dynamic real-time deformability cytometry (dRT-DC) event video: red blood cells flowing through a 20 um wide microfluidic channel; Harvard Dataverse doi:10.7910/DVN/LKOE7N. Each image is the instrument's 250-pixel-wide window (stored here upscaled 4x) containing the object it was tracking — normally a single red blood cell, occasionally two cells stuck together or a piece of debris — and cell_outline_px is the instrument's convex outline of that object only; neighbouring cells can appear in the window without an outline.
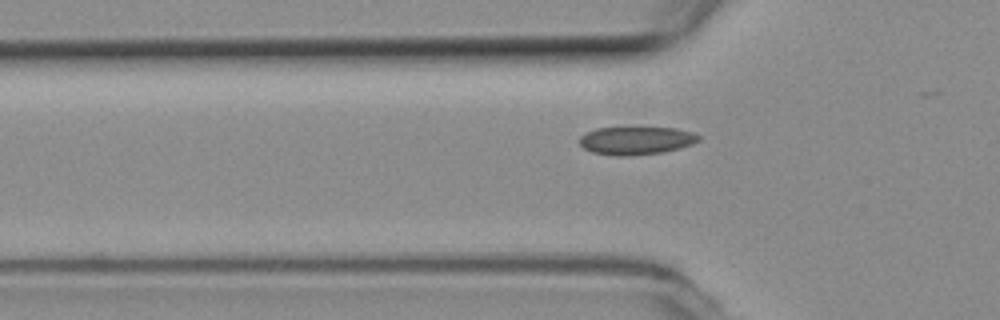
{"species": "common noctule bat (a hibernating species)", "species_latin": "Nyctalus noctula", "temperature_condition": "room temperature", "stored_images_in_passage": 12, "camera_frame_rate_fps": 3000, "um_per_image_px": 0.085, "animal": {"sex": "female", "body_mass_g": 19.3, "forearm_length_mm": 54.1}, "frame": {"image": 1, "passage_image": 7, "time_ms": 2.0, "image_size_px": [1000, 320], "cell_outline_px": [[700, 140], [692, 144], [680, 148], [664, 152], [628, 156], [616, 156], [592, 152], [584, 148], [580, 144], [580, 136], [596, 128], [676, 128], [692, 132], [700, 136]], "centroid_in_image_um": [54.09, 11.95], "position_along_channel_um": 71.7, "area_um2": 19.36}}
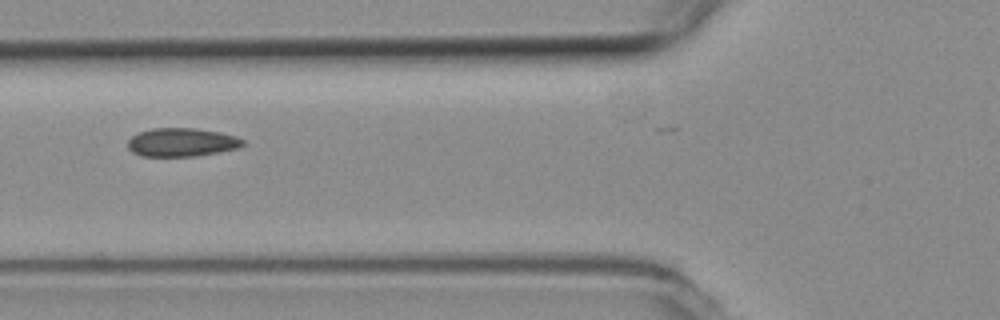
{"frame": {"image": 2, "passage_image": 10, "time_ms": 3.0, "image_size_px": [1000, 320], "cell_outline_px": [[244, 144], [240, 148], [196, 156], [144, 156], [132, 152], [128, 148], [128, 140], [132, 136], [140, 132], [152, 128], [196, 128], [220, 132], [236, 136], [244, 140]], "centroid_in_image_um": [15.47, 12.09], "position_along_channel_um": 110.3, "area_um2": 19.13}}